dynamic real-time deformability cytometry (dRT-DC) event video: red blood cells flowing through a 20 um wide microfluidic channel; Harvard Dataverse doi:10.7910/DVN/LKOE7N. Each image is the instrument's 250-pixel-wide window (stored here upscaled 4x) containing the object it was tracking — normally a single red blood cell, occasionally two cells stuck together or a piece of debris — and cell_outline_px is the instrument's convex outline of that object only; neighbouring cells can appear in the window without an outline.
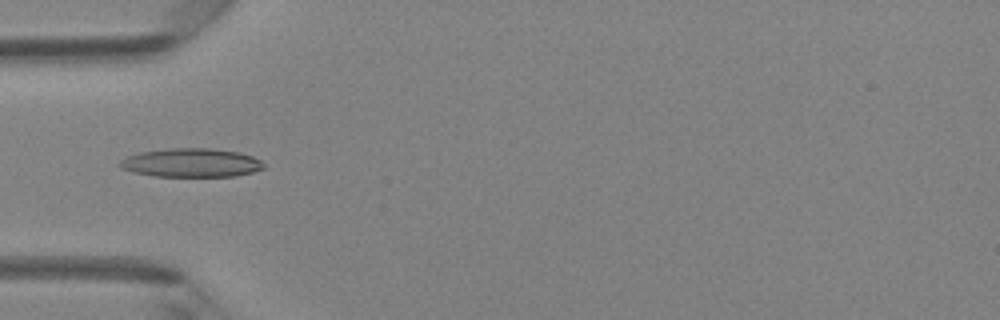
{"species": "Egyptian fruit bat (a non-hibernating species)", "species_latin": "Rousettus aegyptiacus", "temperature_condition": "room temperature", "stored_images_in_passage": 47, "camera_frame_rate_fps": 3000, "um_per_image_px": 0.085, "animal": {"sex": "female"}, "frame": {"image": 1, "passage_image": 15, "time_ms": 4.667, "image_size_px": [1000, 320], "cell_outline_px": [[264, 168], [252, 172], [236, 176], [152, 176], [132, 172], [120, 168], [120, 160], [128, 156], [140, 152], [164, 148], [212, 148], [240, 152], [252, 156], [260, 160], [264, 164]], "centroid_in_image_um": [16.24, 13.83], "position_along_channel_um": 68.8, "area_um2": 24.22}}
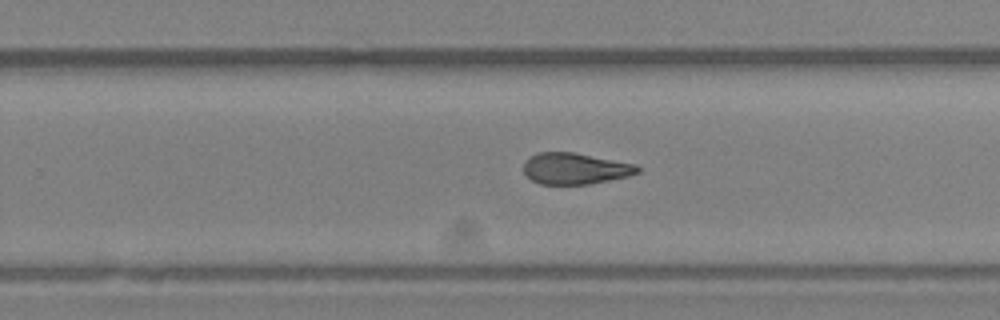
{"frame": {"image": 2, "passage_image": 30, "time_ms": 9.667, "image_size_px": [1000, 320], "cell_outline_px": [[640, 172], [628, 176], [588, 184], [540, 184], [532, 180], [524, 172], [524, 164], [536, 152], [572, 152], [636, 164], [640, 168]], "centroid_in_image_um": [48.9, 14.33], "position_along_channel_um": 280.9, "area_um2": 20.52}}
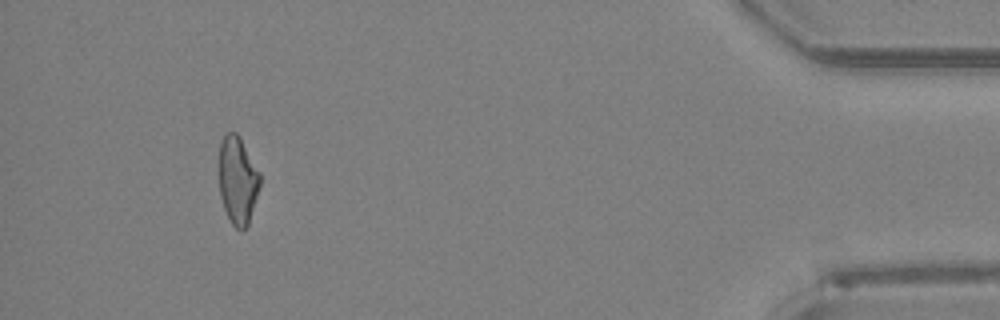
{"frame": {"image": 3, "passage_image": 44, "time_ms": 14.333, "image_size_px": [1000, 320], "cell_outline_px": [[260, 184], [248, 224], [240, 232], [232, 224], [224, 208], [220, 196], [216, 168], [220, 144], [224, 136], [228, 132], [236, 132], [240, 136], [260, 172]], "centroid_in_image_um": [20.16, 15.28], "position_along_channel_um": 415.0, "area_um2": 21.44}, "authors_computed_cell_mechanics": {"area_um2": 21.9062, "velocity_mm_per_s": 4.2619, "shape_relaxation_time_tau1_ms": null, "shape_relaxation_time_tau2_ms": 3.5764, "deformation_change_tau1": null, "deformation_change_tau2": 0.128}}